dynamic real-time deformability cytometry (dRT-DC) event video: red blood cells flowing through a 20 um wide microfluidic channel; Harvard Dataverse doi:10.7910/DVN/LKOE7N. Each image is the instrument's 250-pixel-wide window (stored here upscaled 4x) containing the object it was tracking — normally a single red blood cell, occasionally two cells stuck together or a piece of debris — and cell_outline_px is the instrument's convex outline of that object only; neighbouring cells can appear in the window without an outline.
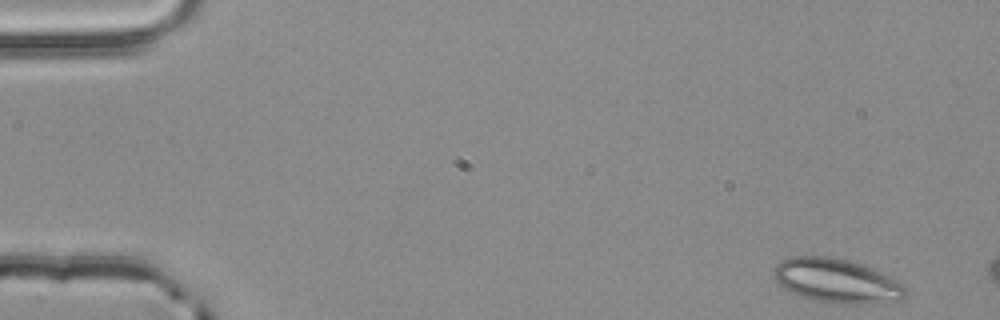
{"species": "common noctule bat (a hibernating species)", "species_latin": "Nyctalus noctula", "temperature_condition": "room temperature", "stored_images_in_passage": 53, "camera_frame_rate_fps": 3000, "um_per_image_px": 0.085, "animal": {"sex": "male", "body_mass_g": 20.4}, "frame": {"image": 1, "passage_image": 1, "time_ms": 0.0, "image_size_px": [1000, 320], "cell_outline_px": [[908, 292], [900, 300], [856, 304], [844, 304], [808, 300], [784, 288], [776, 280], [772, 268], [776, 264], [792, 256], [828, 256], [848, 260], [860, 264], [880, 272], [904, 284], [908, 288]], "centroid_in_image_um": [71.11, 23.87], "position_along_channel_um": 13.9, "area_um2": 33.81}}
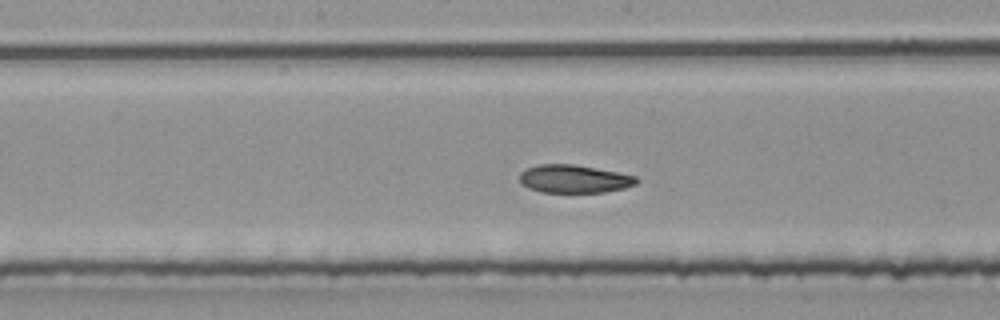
{"frame": {"image": 2, "passage_image": 26, "time_ms": 8.333, "image_size_px": [1000, 320], "cell_outline_px": [[640, 180], [636, 184], [624, 188], [604, 192], [540, 192], [528, 188], [520, 184], [520, 172], [536, 164], [572, 164], [616, 172], [636, 176]], "centroid_in_image_um": [48.77, 15.21], "position_along_channel_um": 199.4, "area_um2": 19.07}}
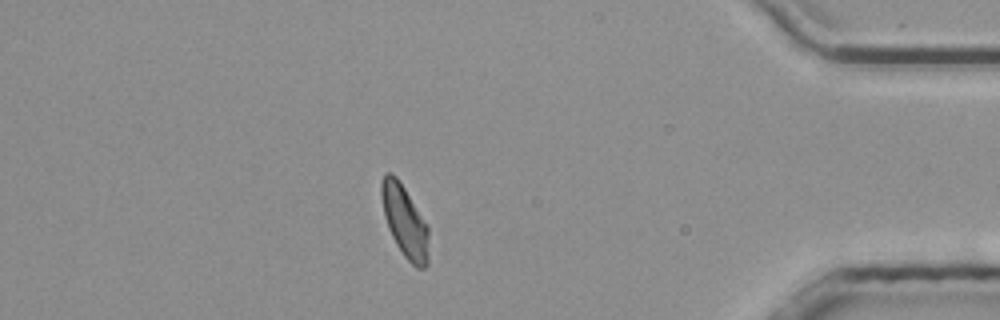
{"frame": {"image": 3, "passage_image": 45, "time_ms": 14.667, "image_size_px": [1000, 320], "cell_outline_px": [[428, 264], [424, 268], [416, 268], [404, 256], [396, 244], [388, 228], [384, 216], [380, 196], [380, 184], [384, 172], [392, 172], [396, 176], [404, 188], [428, 228]], "centroid_in_image_um": [34.36, 18.8], "position_along_channel_um": 400.8, "area_um2": 19.65}, "authors_computed_cell_mechanics": {"area_um2": 20.1722, "velocity_mm_per_s": 3.8405, "shape_relaxation_time_tau1_ms": 6.7308, "shape_relaxation_time_tau2_ms": 1.8134, "deformation_change_tau1": 0.185, "deformation_change_tau2": 0.0648}}